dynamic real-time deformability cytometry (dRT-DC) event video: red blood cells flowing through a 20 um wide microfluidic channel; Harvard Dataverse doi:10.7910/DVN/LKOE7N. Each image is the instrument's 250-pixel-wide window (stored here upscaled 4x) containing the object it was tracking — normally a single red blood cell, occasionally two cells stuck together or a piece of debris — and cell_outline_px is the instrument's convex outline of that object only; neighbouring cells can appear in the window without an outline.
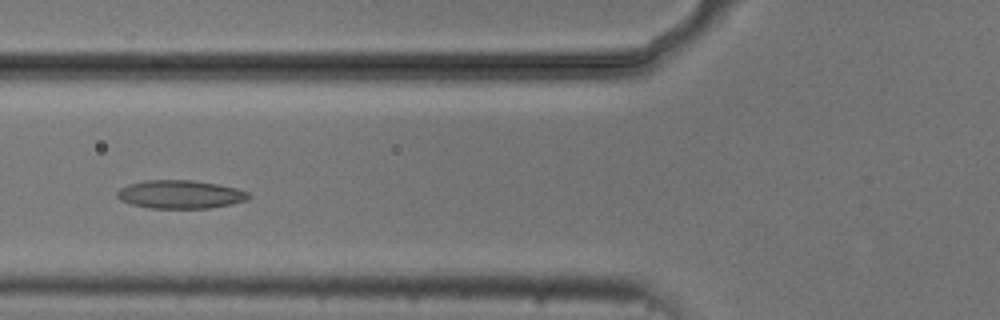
{"species": "common noctule bat (a hibernating species)", "species_latin": "Nyctalus noctula", "temperature_condition": "cold", "stored_images_in_passage": 7, "camera_frame_rate_fps": 3000, "um_per_image_px": 0.085, "animal": {"sex": "male", "body_mass_g": 20.5, "forearm_length_mm": 52.5}, "frame": {"image": 1, "passage_image": 6, "time_ms": 6.0, "image_size_px": [1000, 320], "cell_outline_px": [[252, 196], [248, 200], [232, 204], [208, 208], [148, 208], [132, 204], [120, 200], [116, 196], [116, 192], [120, 188], [128, 184], [144, 180], [192, 180], [216, 184], [236, 188], [248, 192]], "centroid_in_image_um": [15.32, 16.52], "position_along_channel_um": 110.5, "area_um2": 21.79}}
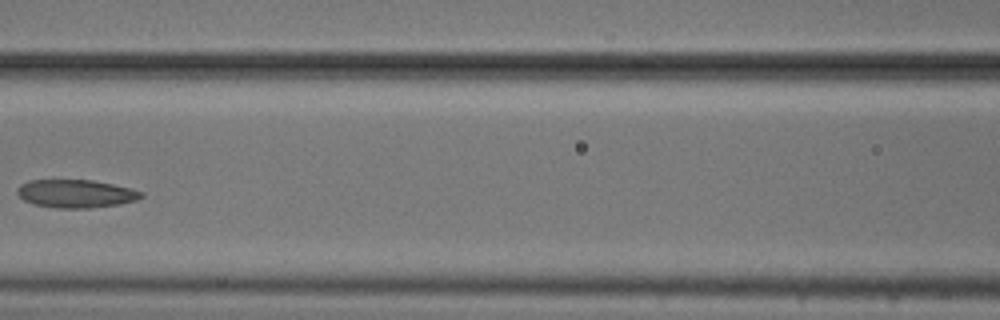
{"frame": {"image": 2, "passage_image": 7, "time_ms": 7.333, "image_size_px": [1000, 320], "cell_outline_px": [[144, 196], [136, 200], [120, 204], [88, 208], [56, 208], [36, 204], [24, 200], [16, 192], [20, 184], [28, 180], [92, 180], [132, 188], [144, 192]], "centroid_in_image_um": [6.48, 16.45], "position_along_channel_um": 160.1, "area_um2": 20.29}}